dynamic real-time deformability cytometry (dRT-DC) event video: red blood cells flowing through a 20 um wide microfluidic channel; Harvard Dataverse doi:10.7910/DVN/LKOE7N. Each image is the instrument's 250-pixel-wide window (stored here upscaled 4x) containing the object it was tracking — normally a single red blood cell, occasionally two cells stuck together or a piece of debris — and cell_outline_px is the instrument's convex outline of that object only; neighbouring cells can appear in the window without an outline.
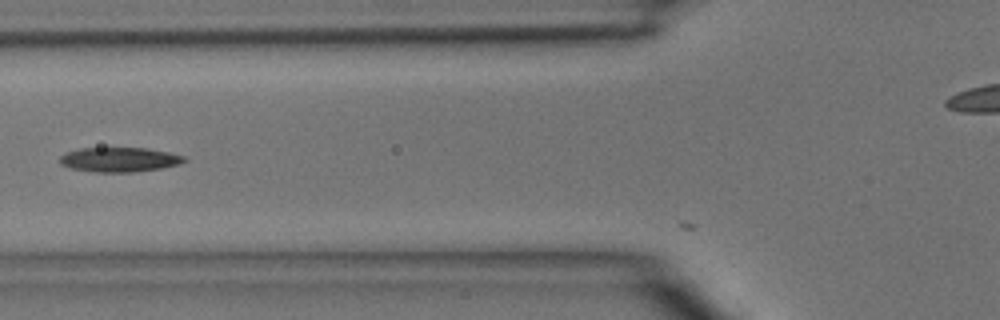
{"species": "common noctule bat (a hibernating species)", "species_latin": "Nyctalus noctula", "temperature_condition": "room temperature", "stored_images_in_passage": 4, "camera_frame_rate_fps": 3000, "um_per_image_px": 0.085, "animal": {"sex": "male", "body_mass_g": 15.6}, "frame": {"image": 1, "passage_image": 2, "time_ms": 0.333, "image_size_px": [1000, 320], "cell_outline_px": [[188, 160], [180, 164], [160, 168], [132, 172], [96, 172], [72, 168], [60, 164], [60, 156], [68, 152], [80, 148], [148, 148], [168, 152], [184, 156]], "centroid_in_image_um": [10.17, 13.56], "position_along_channel_um": 115.6, "area_um2": 17.69}}